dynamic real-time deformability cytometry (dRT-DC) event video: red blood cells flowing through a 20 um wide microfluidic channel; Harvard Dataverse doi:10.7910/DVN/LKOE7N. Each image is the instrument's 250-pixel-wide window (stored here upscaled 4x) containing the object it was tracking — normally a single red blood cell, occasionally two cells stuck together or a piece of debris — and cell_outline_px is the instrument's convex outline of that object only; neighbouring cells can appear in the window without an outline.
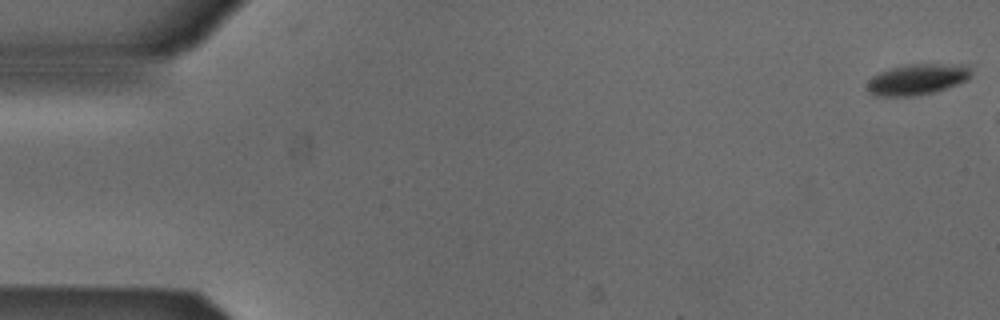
{"species": "Egyptian fruit bat (a non-hibernating species)", "species_latin": "Rousettus aegyptiacus", "temperature_condition": "cold", "stored_images_in_passage": 3, "camera_frame_rate_fps": 3000, "um_per_image_px": 0.085, "animal": {"sex": "male"}, "frame": {"image": 1, "passage_image": 1, "time_ms": 0.0, "image_size_px": [1000, 320], "cell_outline_px": [[972, 72], [968, 80], [932, 92], [912, 96], [876, 96], [868, 92], [864, 88], [868, 80], [872, 76], [880, 72], [904, 64], [964, 64]], "centroid_in_image_um": [77.91, 6.74], "position_along_channel_um": 7.1, "area_um2": 18.73}}